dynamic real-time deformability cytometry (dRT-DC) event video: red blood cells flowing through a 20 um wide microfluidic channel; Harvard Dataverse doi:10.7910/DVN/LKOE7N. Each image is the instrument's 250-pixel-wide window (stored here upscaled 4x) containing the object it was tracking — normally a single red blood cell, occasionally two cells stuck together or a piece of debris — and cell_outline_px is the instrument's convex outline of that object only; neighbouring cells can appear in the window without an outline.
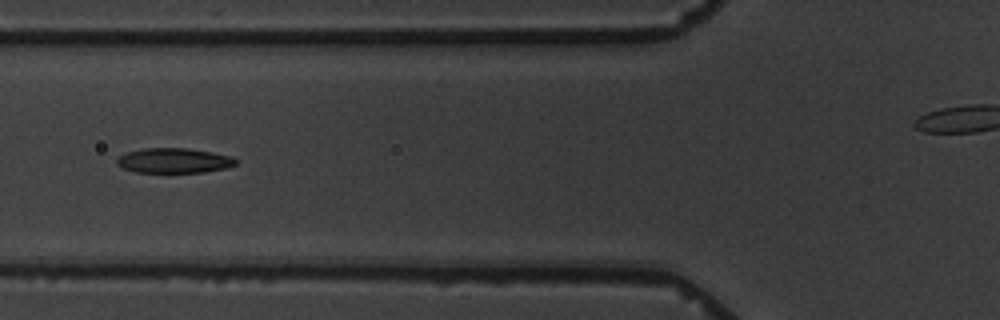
{"species": "common noctule bat (a hibernating species)", "species_latin": "Nyctalus noctula", "temperature_condition": "warm", "stored_images_in_passage": 11, "camera_frame_rate_fps": 3000, "um_per_image_px": 0.085, "animal": {"sex": "male", "body_mass_g": 19.5, "forearm_length_mm": 54.6}, "frame": {"image": 1, "passage_image": 4, "time_ms": 3.333, "image_size_px": [1000, 320], "cell_outline_px": [[236, 164], [224, 168], [204, 172], [136, 172], [124, 168], [116, 164], [116, 160], [120, 156], [128, 152], [144, 148], [188, 148], [212, 152], [232, 156], [236, 160]], "centroid_in_image_um": [14.79, 13.64], "position_along_channel_um": 111.0, "area_um2": 17.11}}
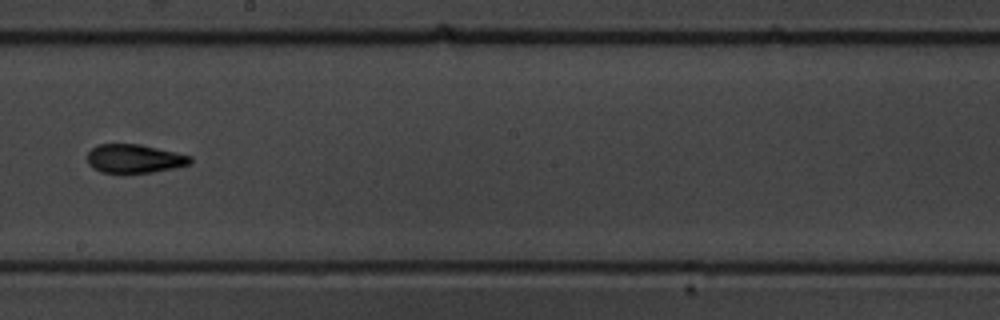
{"frame": {"image": 2, "passage_image": 7, "time_ms": 7.0, "image_size_px": [1000, 320], "cell_outline_px": [[192, 164], [176, 168], [152, 172], [124, 176], [100, 172], [92, 168], [88, 164], [88, 152], [96, 144], [140, 144], [176, 152], [192, 156]], "centroid_in_image_um": [11.41, 13.53], "position_along_channel_um": 236.8, "area_um2": 18.03}}
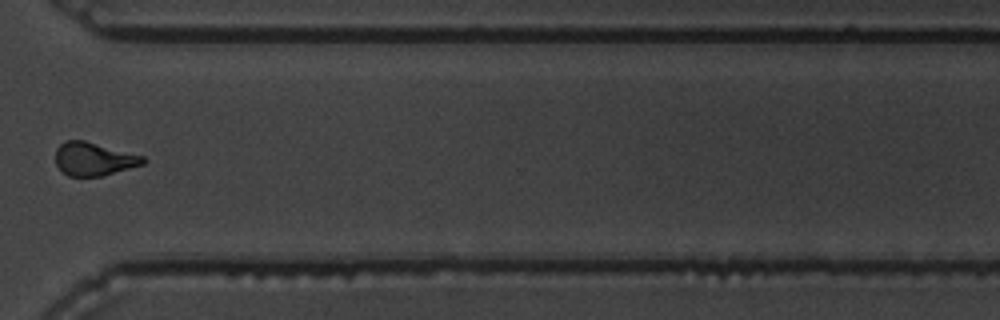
{"frame": {"image": 3, "passage_image": 10, "time_ms": 10.667, "image_size_px": [1000, 320], "cell_outline_px": [[148, 160], [144, 164], [100, 176], [68, 176], [56, 164], [56, 148], [64, 140], [84, 140], [144, 156]], "centroid_in_image_um": [7.98, 13.5], "position_along_channel_um": 362.6, "area_um2": 16.88}}